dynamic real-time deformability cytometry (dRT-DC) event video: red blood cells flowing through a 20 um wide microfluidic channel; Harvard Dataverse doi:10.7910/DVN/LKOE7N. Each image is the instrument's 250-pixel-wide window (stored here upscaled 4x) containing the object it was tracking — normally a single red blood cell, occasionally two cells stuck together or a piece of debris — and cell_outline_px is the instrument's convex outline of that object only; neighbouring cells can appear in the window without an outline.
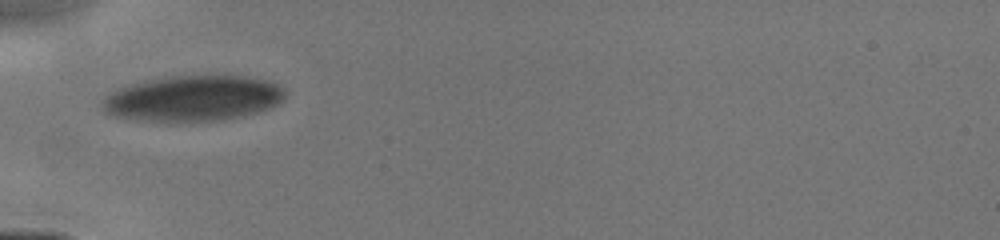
{"species": "human", "species_latin": "Homo sapiens", "temperature_condition": "cold", "stored_images_in_passage": 1, "camera_frame_rate_fps": 3000, "um_per_image_px": 0.085, "donor": {"sex": "male"}, "frame": {"image": 1, "passage_image": 1, "time_ms": 0.0, "image_size_px": [1000, 240], "cell_outline_px": [[284, 100], [280, 104], [272, 108], [244, 116], [220, 120], [168, 124], [112, 116], [104, 112], [100, 104], [100, 100], [104, 96], [116, 88], [148, 80], [172, 76], [244, 76], [272, 80], [284, 88]], "centroid_in_image_um": [16.39, 8.4], "position_along_channel_um": 68.6, "area_um2": 49.94}}